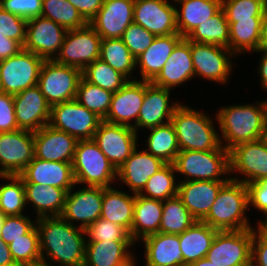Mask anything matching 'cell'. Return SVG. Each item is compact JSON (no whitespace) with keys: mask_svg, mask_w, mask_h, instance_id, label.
<instances>
[{"mask_svg":"<svg viewBox=\"0 0 267 266\" xmlns=\"http://www.w3.org/2000/svg\"><path fill=\"white\" fill-rule=\"evenodd\" d=\"M36 223L42 262L46 263L45 258L49 257L58 266H84L85 229L61 216L39 218Z\"/></svg>","mask_w":267,"mask_h":266,"instance_id":"6da1fadb","label":"cell"},{"mask_svg":"<svg viewBox=\"0 0 267 266\" xmlns=\"http://www.w3.org/2000/svg\"><path fill=\"white\" fill-rule=\"evenodd\" d=\"M258 105V106H257ZM257 105L226 106L217 112L223 147L230 151L235 146L265 137L267 121V100Z\"/></svg>","mask_w":267,"mask_h":266,"instance_id":"7a4b0ae2","label":"cell"},{"mask_svg":"<svg viewBox=\"0 0 267 266\" xmlns=\"http://www.w3.org/2000/svg\"><path fill=\"white\" fill-rule=\"evenodd\" d=\"M180 151L226 150L220 143L212 119L201 111L179 103L170 120Z\"/></svg>","mask_w":267,"mask_h":266,"instance_id":"3957f363","label":"cell"},{"mask_svg":"<svg viewBox=\"0 0 267 266\" xmlns=\"http://www.w3.org/2000/svg\"><path fill=\"white\" fill-rule=\"evenodd\" d=\"M248 208L250 209L247 185L229 179L221 187L208 215L202 222L218 231L252 229L245 214Z\"/></svg>","mask_w":267,"mask_h":266,"instance_id":"277c9868","label":"cell"},{"mask_svg":"<svg viewBox=\"0 0 267 266\" xmlns=\"http://www.w3.org/2000/svg\"><path fill=\"white\" fill-rule=\"evenodd\" d=\"M72 167L76 186L111 187L117 179V169L93 140H78Z\"/></svg>","mask_w":267,"mask_h":266,"instance_id":"5b68a950","label":"cell"},{"mask_svg":"<svg viewBox=\"0 0 267 266\" xmlns=\"http://www.w3.org/2000/svg\"><path fill=\"white\" fill-rule=\"evenodd\" d=\"M176 172L186 176L181 181H228L221 175L230 173L229 151H180L174 161ZM221 179H220V178Z\"/></svg>","mask_w":267,"mask_h":266,"instance_id":"8992f818","label":"cell"},{"mask_svg":"<svg viewBox=\"0 0 267 266\" xmlns=\"http://www.w3.org/2000/svg\"><path fill=\"white\" fill-rule=\"evenodd\" d=\"M82 71L78 68L44 60L38 86L50 106L75 99Z\"/></svg>","mask_w":267,"mask_h":266,"instance_id":"52a82bcc","label":"cell"},{"mask_svg":"<svg viewBox=\"0 0 267 266\" xmlns=\"http://www.w3.org/2000/svg\"><path fill=\"white\" fill-rule=\"evenodd\" d=\"M43 62L42 57L24 49L0 61V92L14 96L37 85Z\"/></svg>","mask_w":267,"mask_h":266,"instance_id":"ba28073f","label":"cell"},{"mask_svg":"<svg viewBox=\"0 0 267 266\" xmlns=\"http://www.w3.org/2000/svg\"><path fill=\"white\" fill-rule=\"evenodd\" d=\"M102 119L75 99L51 106L48 125L77 140H92Z\"/></svg>","mask_w":267,"mask_h":266,"instance_id":"9c48e42d","label":"cell"},{"mask_svg":"<svg viewBox=\"0 0 267 266\" xmlns=\"http://www.w3.org/2000/svg\"><path fill=\"white\" fill-rule=\"evenodd\" d=\"M101 40L89 23L84 27L68 30L54 60L83 71L90 63L99 59Z\"/></svg>","mask_w":267,"mask_h":266,"instance_id":"30bf717a","label":"cell"},{"mask_svg":"<svg viewBox=\"0 0 267 266\" xmlns=\"http://www.w3.org/2000/svg\"><path fill=\"white\" fill-rule=\"evenodd\" d=\"M253 228L218 231L206 255L216 266H251Z\"/></svg>","mask_w":267,"mask_h":266,"instance_id":"8fae6325","label":"cell"},{"mask_svg":"<svg viewBox=\"0 0 267 266\" xmlns=\"http://www.w3.org/2000/svg\"><path fill=\"white\" fill-rule=\"evenodd\" d=\"M230 173L239 172L245 178L230 179L250 184L267 177V140L265 137L239 144L229 151Z\"/></svg>","mask_w":267,"mask_h":266,"instance_id":"7c38bea8","label":"cell"},{"mask_svg":"<svg viewBox=\"0 0 267 266\" xmlns=\"http://www.w3.org/2000/svg\"><path fill=\"white\" fill-rule=\"evenodd\" d=\"M137 137V132L131 127L102 120L92 140L118 169L137 147Z\"/></svg>","mask_w":267,"mask_h":266,"instance_id":"4fadbf2b","label":"cell"},{"mask_svg":"<svg viewBox=\"0 0 267 266\" xmlns=\"http://www.w3.org/2000/svg\"><path fill=\"white\" fill-rule=\"evenodd\" d=\"M34 157L33 131L17 129L0 133V173L19 175Z\"/></svg>","mask_w":267,"mask_h":266,"instance_id":"5bb4252c","label":"cell"},{"mask_svg":"<svg viewBox=\"0 0 267 266\" xmlns=\"http://www.w3.org/2000/svg\"><path fill=\"white\" fill-rule=\"evenodd\" d=\"M26 40L23 49L44 60H54L60 52L67 30L42 16L27 20ZM55 54V56H54Z\"/></svg>","mask_w":267,"mask_h":266,"instance_id":"9a60e30c","label":"cell"},{"mask_svg":"<svg viewBox=\"0 0 267 266\" xmlns=\"http://www.w3.org/2000/svg\"><path fill=\"white\" fill-rule=\"evenodd\" d=\"M190 49L195 76L223 84L228 81L232 70L230 56L234 57L228 48L190 41Z\"/></svg>","mask_w":267,"mask_h":266,"instance_id":"2e32d148","label":"cell"},{"mask_svg":"<svg viewBox=\"0 0 267 266\" xmlns=\"http://www.w3.org/2000/svg\"><path fill=\"white\" fill-rule=\"evenodd\" d=\"M176 10L168 0H135L133 22L155 36L179 34Z\"/></svg>","mask_w":267,"mask_h":266,"instance_id":"e0dca14e","label":"cell"},{"mask_svg":"<svg viewBox=\"0 0 267 266\" xmlns=\"http://www.w3.org/2000/svg\"><path fill=\"white\" fill-rule=\"evenodd\" d=\"M73 192H67L61 217L73 224V220L81 222L80 227L86 229L96 222L101 215L103 187L87 186ZM72 221V222H71Z\"/></svg>","mask_w":267,"mask_h":266,"instance_id":"ac0fdd59","label":"cell"},{"mask_svg":"<svg viewBox=\"0 0 267 266\" xmlns=\"http://www.w3.org/2000/svg\"><path fill=\"white\" fill-rule=\"evenodd\" d=\"M135 0H104L95 17L89 22L102 39L121 38L133 23Z\"/></svg>","mask_w":267,"mask_h":266,"instance_id":"d6986e66","label":"cell"},{"mask_svg":"<svg viewBox=\"0 0 267 266\" xmlns=\"http://www.w3.org/2000/svg\"><path fill=\"white\" fill-rule=\"evenodd\" d=\"M19 129L37 131L49 123L51 106L35 85L13 96Z\"/></svg>","mask_w":267,"mask_h":266,"instance_id":"ffe728a7","label":"cell"},{"mask_svg":"<svg viewBox=\"0 0 267 266\" xmlns=\"http://www.w3.org/2000/svg\"><path fill=\"white\" fill-rule=\"evenodd\" d=\"M144 95L145 81L129 79L121 89L113 93L110 109L104 121L128 126L135 130ZM133 118L135 122L132 125L130 120Z\"/></svg>","mask_w":267,"mask_h":266,"instance_id":"44dd1931","label":"cell"},{"mask_svg":"<svg viewBox=\"0 0 267 266\" xmlns=\"http://www.w3.org/2000/svg\"><path fill=\"white\" fill-rule=\"evenodd\" d=\"M77 142L75 137L47 124L34 131L35 158L72 163Z\"/></svg>","mask_w":267,"mask_h":266,"instance_id":"7402d4cb","label":"cell"},{"mask_svg":"<svg viewBox=\"0 0 267 266\" xmlns=\"http://www.w3.org/2000/svg\"><path fill=\"white\" fill-rule=\"evenodd\" d=\"M170 89H165L145 81V95L141 106L135 131L141 128H152L170 122L173 112L179 103H169ZM166 120V121H165Z\"/></svg>","mask_w":267,"mask_h":266,"instance_id":"603a6c76","label":"cell"},{"mask_svg":"<svg viewBox=\"0 0 267 266\" xmlns=\"http://www.w3.org/2000/svg\"><path fill=\"white\" fill-rule=\"evenodd\" d=\"M24 183H36L65 189L75 188L72 163L46 161L35 158L19 174Z\"/></svg>","mask_w":267,"mask_h":266,"instance_id":"cb8c5ba5","label":"cell"},{"mask_svg":"<svg viewBox=\"0 0 267 266\" xmlns=\"http://www.w3.org/2000/svg\"><path fill=\"white\" fill-rule=\"evenodd\" d=\"M227 181H181L177 196L197 221L209 213L218 192Z\"/></svg>","mask_w":267,"mask_h":266,"instance_id":"d4e9b609","label":"cell"},{"mask_svg":"<svg viewBox=\"0 0 267 266\" xmlns=\"http://www.w3.org/2000/svg\"><path fill=\"white\" fill-rule=\"evenodd\" d=\"M166 163L147 152L134 149L129 158L117 169V178L126 183L133 194H139L147 181Z\"/></svg>","mask_w":267,"mask_h":266,"instance_id":"484cf974","label":"cell"},{"mask_svg":"<svg viewBox=\"0 0 267 266\" xmlns=\"http://www.w3.org/2000/svg\"><path fill=\"white\" fill-rule=\"evenodd\" d=\"M190 41L183 38L173 49L161 72L152 81L156 86L170 89L194 77Z\"/></svg>","mask_w":267,"mask_h":266,"instance_id":"4316f807","label":"cell"},{"mask_svg":"<svg viewBox=\"0 0 267 266\" xmlns=\"http://www.w3.org/2000/svg\"><path fill=\"white\" fill-rule=\"evenodd\" d=\"M145 266H186L179 234L156 233L143 238Z\"/></svg>","mask_w":267,"mask_h":266,"instance_id":"83f0119b","label":"cell"},{"mask_svg":"<svg viewBox=\"0 0 267 266\" xmlns=\"http://www.w3.org/2000/svg\"><path fill=\"white\" fill-rule=\"evenodd\" d=\"M182 39L179 34L156 36L153 43L136 59V66L139 65L141 69V80L152 82Z\"/></svg>","mask_w":267,"mask_h":266,"instance_id":"f1b7e54d","label":"cell"},{"mask_svg":"<svg viewBox=\"0 0 267 266\" xmlns=\"http://www.w3.org/2000/svg\"><path fill=\"white\" fill-rule=\"evenodd\" d=\"M163 201L135 194L133 222L130 237L135 243L149 235L159 233Z\"/></svg>","mask_w":267,"mask_h":266,"instance_id":"f546056e","label":"cell"},{"mask_svg":"<svg viewBox=\"0 0 267 266\" xmlns=\"http://www.w3.org/2000/svg\"><path fill=\"white\" fill-rule=\"evenodd\" d=\"M181 5L176 10L178 33L186 38L198 25L222 8V0H173Z\"/></svg>","mask_w":267,"mask_h":266,"instance_id":"4dcf8cb0","label":"cell"},{"mask_svg":"<svg viewBox=\"0 0 267 266\" xmlns=\"http://www.w3.org/2000/svg\"><path fill=\"white\" fill-rule=\"evenodd\" d=\"M24 187L26 204L33 203L37 219L61 216L67 196L65 189L36 183H24Z\"/></svg>","mask_w":267,"mask_h":266,"instance_id":"1f68e13d","label":"cell"},{"mask_svg":"<svg viewBox=\"0 0 267 266\" xmlns=\"http://www.w3.org/2000/svg\"><path fill=\"white\" fill-rule=\"evenodd\" d=\"M218 230L202 221L179 234L180 249L186 265L206 257Z\"/></svg>","mask_w":267,"mask_h":266,"instance_id":"d6a6232c","label":"cell"},{"mask_svg":"<svg viewBox=\"0 0 267 266\" xmlns=\"http://www.w3.org/2000/svg\"><path fill=\"white\" fill-rule=\"evenodd\" d=\"M133 241H86L84 266H119L132 256Z\"/></svg>","mask_w":267,"mask_h":266,"instance_id":"836d02e7","label":"cell"},{"mask_svg":"<svg viewBox=\"0 0 267 266\" xmlns=\"http://www.w3.org/2000/svg\"><path fill=\"white\" fill-rule=\"evenodd\" d=\"M135 194L116 190L112 187H103V200L101 215L103 219L117 223L129 233L133 222Z\"/></svg>","mask_w":267,"mask_h":266,"instance_id":"e575fe53","label":"cell"},{"mask_svg":"<svg viewBox=\"0 0 267 266\" xmlns=\"http://www.w3.org/2000/svg\"><path fill=\"white\" fill-rule=\"evenodd\" d=\"M263 20H239L229 23V50L233 55L260 50Z\"/></svg>","mask_w":267,"mask_h":266,"instance_id":"d590c367","label":"cell"},{"mask_svg":"<svg viewBox=\"0 0 267 266\" xmlns=\"http://www.w3.org/2000/svg\"><path fill=\"white\" fill-rule=\"evenodd\" d=\"M196 43L215 44L229 49V23L221 8L210 19L198 25L187 37Z\"/></svg>","mask_w":267,"mask_h":266,"instance_id":"8d00e7d4","label":"cell"},{"mask_svg":"<svg viewBox=\"0 0 267 266\" xmlns=\"http://www.w3.org/2000/svg\"><path fill=\"white\" fill-rule=\"evenodd\" d=\"M147 146L150 154L162 159L165 163L173 164L180 152L175 129L171 122L149 128Z\"/></svg>","mask_w":267,"mask_h":266,"instance_id":"74e56055","label":"cell"},{"mask_svg":"<svg viewBox=\"0 0 267 266\" xmlns=\"http://www.w3.org/2000/svg\"><path fill=\"white\" fill-rule=\"evenodd\" d=\"M197 220L184 206L178 196L163 201V210L159 232L181 234Z\"/></svg>","mask_w":267,"mask_h":266,"instance_id":"f35d334b","label":"cell"},{"mask_svg":"<svg viewBox=\"0 0 267 266\" xmlns=\"http://www.w3.org/2000/svg\"><path fill=\"white\" fill-rule=\"evenodd\" d=\"M100 60L129 79L136 66V58L123 43L121 38L102 39L100 45Z\"/></svg>","mask_w":267,"mask_h":266,"instance_id":"ab89813d","label":"cell"},{"mask_svg":"<svg viewBox=\"0 0 267 266\" xmlns=\"http://www.w3.org/2000/svg\"><path fill=\"white\" fill-rule=\"evenodd\" d=\"M174 173H176L174 164L166 163L149 178L139 195L159 201L177 196L178 183L175 182Z\"/></svg>","mask_w":267,"mask_h":266,"instance_id":"60d3db41","label":"cell"},{"mask_svg":"<svg viewBox=\"0 0 267 266\" xmlns=\"http://www.w3.org/2000/svg\"><path fill=\"white\" fill-rule=\"evenodd\" d=\"M112 95L111 91L90 84L82 77L75 100L104 120L110 109Z\"/></svg>","mask_w":267,"mask_h":266,"instance_id":"b9f144b4","label":"cell"},{"mask_svg":"<svg viewBox=\"0 0 267 266\" xmlns=\"http://www.w3.org/2000/svg\"><path fill=\"white\" fill-rule=\"evenodd\" d=\"M41 16L56 22L67 31L84 27L87 24L68 0H43Z\"/></svg>","mask_w":267,"mask_h":266,"instance_id":"7bdbcfd3","label":"cell"},{"mask_svg":"<svg viewBox=\"0 0 267 266\" xmlns=\"http://www.w3.org/2000/svg\"><path fill=\"white\" fill-rule=\"evenodd\" d=\"M82 77L90 84L99 86L112 93L117 92L129 81L123 74L100 59L90 63L82 71Z\"/></svg>","mask_w":267,"mask_h":266,"instance_id":"ee69618b","label":"cell"},{"mask_svg":"<svg viewBox=\"0 0 267 266\" xmlns=\"http://www.w3.org/2000/svg\"><path fill=\"white\" fill-rule=\"evenodd\" d=\"M9 183L0 186V212L4 216L22 215L26 205L25 187L20 175H6Z\"/></svg>","mask_w":267,"mask_h":266,"instance_id":"f6af8a7d","label":"cell"},{"mask_svg":"<svg viewBox=\"0 0 267 266\" xmlns=\"http://www.w3.org/2000/svg\"><path fill=\"white\" fill-rule=\"evenodd\" d=\"M8 245L12 258L18 266H35L42 262L37 226Z\"/></svg>","mask_w":267,"mask_h":266,"instance_id":"bcb514c9","label":"cell"},{"mask_svg":"<svg viewBox=\"0 0 267 266\" xmlns=\"http://www.w3.org/2000/svg\"><path fill=\"white\" fill-rule=\"evenodd\" d=\"M222 9L228 23L264 18L263 0H222Z\"/></svg>","mask_w":267,"mask_h":266,"instance_id":"7dc6e473","label":"cell"},{"mask_svg":"<svg viewBox=\"0 0 267 266\" xmlns=\"http://www.w3.org/2000/svg\"><path fill=\"white\" fill-rule=\"evenodd\" d=\"M87 241H132L129 232L117 223L100 217L85 229Z\"/></svg>","mask_w":267,"mask_h":266,"instance_id":"c3c4849f","label":"cell"},{"mask_svg":"<svg viewBox=\"0 0 267 266\" xmlns=\"http://www.w3.org/2000/svg\"><path fill=\"white\" fill-rule=\"evenodd\" d=\"M155 35L136 23H131L121 39L130 53L137 59L154 41Z\"/></svg>","mask_w":267,"mask_h":266,"instance_id":"681fc988","label":"cell"},{"mask_svg":"<svg viewBox=\"0 0 267 266\" xmlns=\"http://www.w3.org/2000/svg\"><path fill=\"white\" fill-rule=\"evenodd\" d=\"M35 224L27 216H4L1 226L0 237L6 244L21 238L22 235L29 233Z\"/></svg>","mask_w":267,"mask_h":266,"instance_id":"f907efd6","label":"cell"},{"mask_svg":"<svg viewBox=\"0 0 267 266\" xmlns=\"http://www.w3.org/2000/svg\"><path fill=\"white\" fill-rule=\"evenodd\" d=\"M27 20L0 7V33L18 41L22 46L26 40Z\"/></svg>","mask_w":267,"mask_h":266,"instance_id":"816d5d0a","label":"cell"},{"mask_svg":"<svg viewBox=\"0 0 267 266\" xmlns=\"http://www.w3.org/2000/svg\"><path fill=\"white\" fill-rule=\"evenodd\" d=\"M43 0H0V7L29 20L41 16Z\"/></svg>","mask_w":267,"mask_h":266,"instance_id":"f5cc1de1","label":"cell"},{"mask_svg":"<svg viewBox=\"0 0 267 266\" xmlns=\"http://www.w3.org/2000/svg\"><path fill=\"white\" fill-rule=\"evenodd\" d=\"M251 266H267V226L258 224V230L253 229Z\"/></svg>","mask_w":267,"mask_h":266,"instance_id":"db71d44e","label":"cell"},{"mask_svg":"<svg viewBox=\"0 0 267 266\" xmlns=\"http://www.w3.org/2000/svg\"><path fill=\"white\" fill-rule=\"evenodd\" d=\"M17 129L13 95L0 92V133Z\"/></svg>","mask_w":267,"mask_h":266,"instance_id":"11a10c76","label":"cell"},{"mask_svg":"<svg viewBox=\"0 0 267 266\" xmlns=\"http://www.w3.org/2000/svg\"><path fill=\"white\" fill-rule=\"evenodd\" d=\"M249 205L263 212L266 220L258 224L267 223V177L247 184Z\"/></svg>","mask_w":267,"mask_h":266,"instance_id":"9f6ffc18","label":"cell"},{"mask_svg":"<svg viewBox=\"0 0 267 266\" xmlns=\"http://www.w3.org/2000/svg\"><path fill=\"white\" fill-rule=\"evenodd\" d=\"M89 23L102 7L104 0H68Z\"/></svg>","mask_w":267,"mask_h":266,"instance_id":"6f0895ef","label":"cell"},{"mask_svg":"<svg viewBox=\"0 0 267 266\" xmlns=\"http://www.w3.org/2000/svg\"><path fill=\"white\" fill-rule=\"evenodd\" d=\"M22 49L23 46L18 41L7 38L0 33V61L18 54Z\"/></svg>","mask_w":267,"mask_h":266,"instance_id":"680465c9","label":"cell"},{"mask_svg":"<svg viewBox=\"0 0 267 266\" xmlns=\"http://www.w3.org/2000/svg\"><path fill=\"white\" fill-rule=\"evenodd\" d=\"M0 266H18L12 258L9 245L0 237Z\"/></svg>","mask_w":267,"mask_h":266,"instance_id":"91938a15","label":"cell"},{"mask_svg":"<svg viewBox=\"0 0 267 266\" xmlns=\"http://www.w3.org/2000/svg\"><path fill=\"white\" fill-rule=\"evenodd\" d=\"M257 52H261L262 56H261V60H260V65H259V74L261 77V85L262 88L265 90H267V52L266 51H262L259 50Z\"/></svg>","mask_w":267,"mask_h":266,"instance_id":"94428289","label":"cell"},{"mask_svg":"<svg viewBox=\"0 0 267 266\" xmlns=\"http://www.w3.org/2000/svg\"><path fill=\"white\" fill-rule=\"evenodd\" d=\"M260 50L267 52V16L265 15L262 21Z\"/></svg>","mask_w":267,"mask_h":266,"instance_id":"6125c7cd","label":"cell"},{"mask_svg":"<svg viewBox=\"0 0 267 266\" xmlns=\"http://www.w3.org/2000/svg\"><path fill=\"white\" fill-rule=\"evenodd\" d=\"M186 266H216V265L210 262L208 258L204 257L203 259H199L198 261L192 262Z\"/></svg>","mask_w":267,"mask_h":266,"instance_id":"be15d7a7","label":"cell"},{"mask_svg":"<svg viewBox=\"0 0 267 266\" xmlns=\"http://www.w3.org/2000/svg\"><path fill=\"white\" fill-rule=\"evenodd\" d=\"M134 261H135L134 260V256H131L130 258H128L125 262H123L119 266H135V262Z\"/></svg>","mask_w":267,"mask_h":266,"instance_id":"e7e4bbea","label":"cell"},{"mask_svg":"<svg viewBox=\"0 0 267 266\" xmlns=\"http://www.w3.org/2000/svg\"><path fill=\"white\" fill-rule=\"evenodd\" d=\"M264 4V15L267 16V0H263Z\"/></svg>","mask_w":267,"mask_h":266,"instance_id":"03108f58","label":"cell"},{"mask_svg":"<svg viewBox=\"0 0 267 266\" xmlns=\"http://www.w3.org/2000/svg\"><path fill=\"white\" fill-rule=\"evenodd\" d=\"M48 263H50V262H46V263L40 262V263H37L35 266H51V263L50 264H48Z\"/></svg>","mask_w":267,"mask_h":266,"instance_id":"003e7915","label":"cell"},{"mask_svg":"<svg viewBox=\"0 0 267 266\" xmlns=\"http://www.w3.org/2000/svg\"><path fill=\"white\" fill-rule=\"evenodd\" d=\"M3 220H4V215L0 212V231H1Z\"/></svg>","mask_w":267,"mask_h":266,"instance_id":"a7ac6f4b","label":"cell"},{"mask_svg":"<svg viewBox=\"0 0 267 266\" xmlns=\"http://www.w3.org/2000/svg\"><path fill=\"white\" fill-rule=\"evenodd\" d=\"M6 175L7 174L0 173V177L3 178V179L5 178Z\"/></svg>","mask_w":267,"mask_h":266,"instance_id":"89a4df30","label":"cell"},{"mask_svg":"<svg viewBox=\"0 0 267 266\" xmlns=\"http://www.w3.org/2000/svg\"><path fill=\"white\" fill-rule=\"evenodd\" d=\"M265 138L267 140V121H266V132H265Z\"/></svg>","mask_w":267,"mask_h":266,"instance_id":"2644e50d","label":"cell"}]
</instances>
